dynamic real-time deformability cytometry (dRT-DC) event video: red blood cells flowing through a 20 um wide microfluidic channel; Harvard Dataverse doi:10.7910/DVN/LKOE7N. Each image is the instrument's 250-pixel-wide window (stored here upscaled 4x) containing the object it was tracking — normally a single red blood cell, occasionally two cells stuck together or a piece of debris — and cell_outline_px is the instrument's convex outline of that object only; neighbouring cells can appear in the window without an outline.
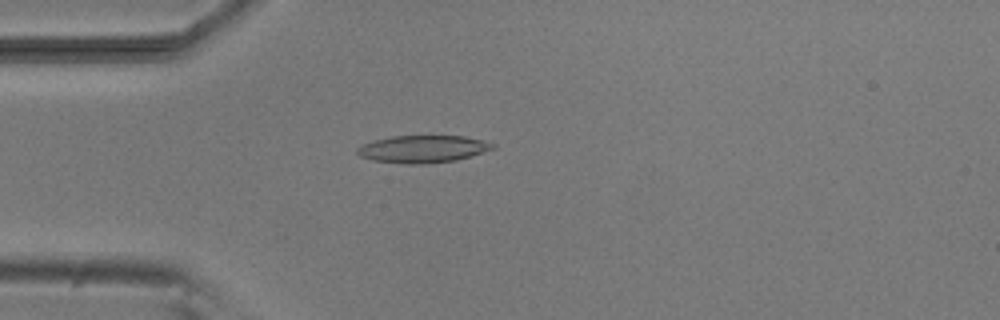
{"species": "common noctule bat (a hibernating species)", "species_latin": "Nyctalus noctula", "temperature_condition": "room temperature", "stored_images_in_passage": 4, "camera_frame_rate_fps": 3000, "um_per_image_px": 0.085, "animal": {"sex": "male", "body_mass_g": 20.5, "forearm_length_mm": 52.5}, "frame": {"image": 1, "passage_image": 3, "time_ms": 2.333, "image_size_px": [1000, 320], "cell_outline_px": [[496, 148], [456, 160], [424, 164], [404, 164], [372, 160], [360, 156], [356, 152], [356, 148], [372, 140], [392, 136], [464, 136], [496, 144]], "centroid_in_image_um": [35.91, 12.67], "position_along_channel_um": 49.1, "area_um2": 21.56}}